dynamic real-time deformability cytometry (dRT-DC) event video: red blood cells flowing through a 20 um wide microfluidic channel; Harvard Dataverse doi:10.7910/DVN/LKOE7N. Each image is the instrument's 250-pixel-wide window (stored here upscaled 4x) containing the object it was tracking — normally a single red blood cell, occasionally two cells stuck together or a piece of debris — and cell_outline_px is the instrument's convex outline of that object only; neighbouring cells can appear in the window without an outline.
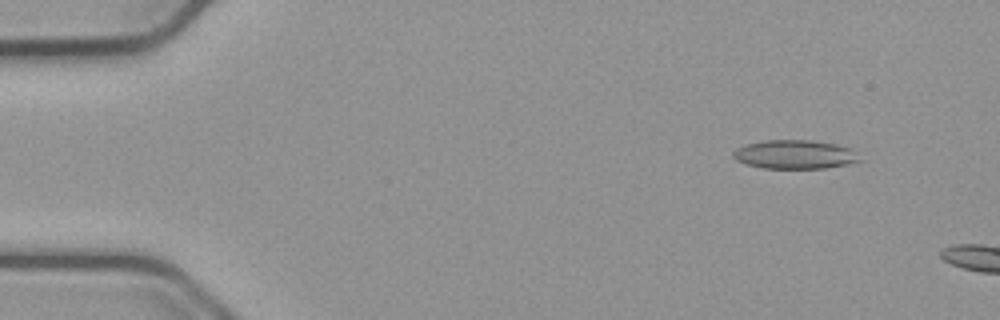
{"species": "common noctule bat (a hibernating species)", "species_latin": "Nyctalus noctula", "temperature_condition": "cold", "stored_images_in_passage": 10, "camera_frame_rate_fps": 3000, "um_per_image_px": 0.085, "animal": {"sex": "male", "body_mass_g": 23.1, "forearm_length_mm": 52.7}, "frame": {"image": 1, "passage_image": 6, "time_ms": 1.667, "image_size_px": [1000, 320], "cell_outline_px": [[868, 160], [848, 164], [824, 168], [764, 168], [744, 164], [736, 160], [732, 156], [732, 152], [736, 148], [748, 144], [764, 140], [808, 140], [836, 144], [852, 148]], "centroid_in_image_um": [67.64, 13.13], "position_along_channel_um": 17.4, "area_um2": 21.62}}